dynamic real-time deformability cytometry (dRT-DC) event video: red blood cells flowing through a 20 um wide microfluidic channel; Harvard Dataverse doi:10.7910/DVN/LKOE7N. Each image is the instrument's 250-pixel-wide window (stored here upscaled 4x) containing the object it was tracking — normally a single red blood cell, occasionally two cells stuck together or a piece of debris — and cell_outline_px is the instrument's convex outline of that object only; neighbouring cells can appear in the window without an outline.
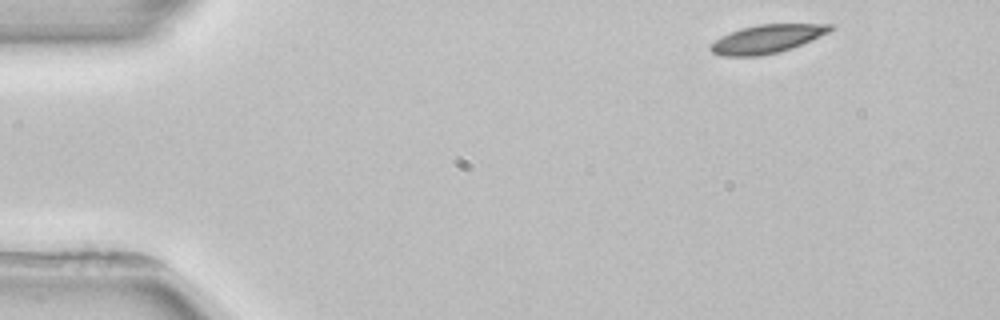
{"species": "common noctule bat (a hibernating species)", "species_latin": "Nyctalus noctula", "temperature_condition": "room temperature", "stored_images_in_passage": 3, "camera_frame_rate_fps": 3000, "um_per_image_px": 0.085, "animal": {"sex": "female", "body_mass_g": 22.7, "forearm_length_mm": 54.2}, "frame": {"image": 1, "passage_image": 1, "time_ms": 0.0, "image_size_px": [1000, 320], "cell_outline_px": [[836, 28], [828, 32], [792, 48], [780, 52], [760, 56], [720, 56], [712, 52], [708, 48], [720, 36], [740, 28], [760, 24], [836, 24]], "centroid_in_image_um": [65.18, 3.31], "position_along_channel_um": 19.8, "area_um2": 19.83}}
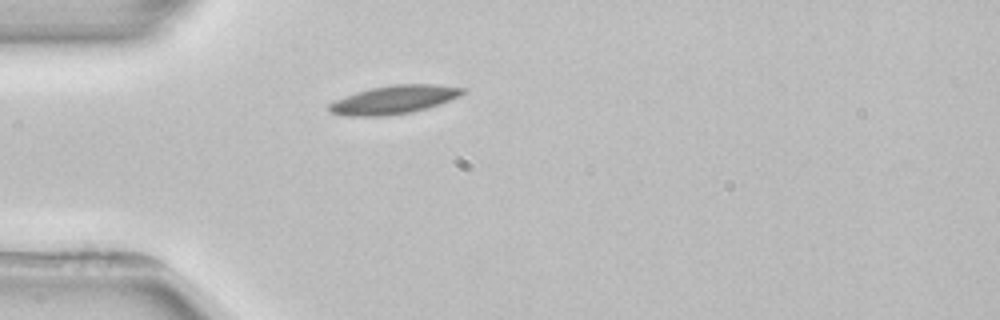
{"frame": {"image": 2, "passage_image": 3, "time_ms": 3.0, "image_size_px": [1000, 320], "cell_outline_px": [[468, 92], [460, 96], [440, 104], [428, 108], [412, 112], [384, 116], [344, 116], [332, 112], [328, 108], [328, 104], [344, 96], [356, 92], [372, 88], [392, 84], [436, 84], [464, 88]], "centroid_in_image_um": [33.52, 8.47], "position_along_channel_um": 51.5, "area_um2": 22.2}}